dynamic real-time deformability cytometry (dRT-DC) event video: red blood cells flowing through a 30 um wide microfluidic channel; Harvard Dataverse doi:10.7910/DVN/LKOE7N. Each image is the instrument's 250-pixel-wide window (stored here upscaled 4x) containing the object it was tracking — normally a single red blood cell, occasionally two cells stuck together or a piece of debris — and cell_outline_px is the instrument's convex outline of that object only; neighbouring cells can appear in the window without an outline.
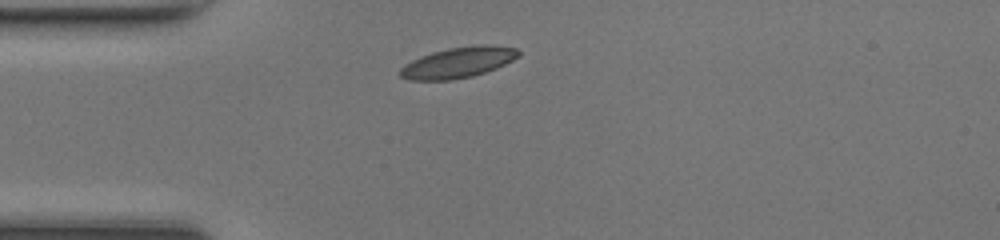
{"species": "common noctule bat (a hibernating species)", "species_latin": "Nyctalus noctula", "temperature_condition": "room temperature", "stored_images_in_passage": 36, "camera_frame_rate_fps": 3000, "um_per_image_px": 0.085, "animal": {"sex": "female", "body_mass_g": 17.0, "forearm_length_mm": 48.0}, "frame": {"image": 1, "passage_image": 1, "time_ms": 0.0, "image_size_px": [1000, 240], "cell_outline_px": [[520, 56], [496, 68], [472, 76], [452, 80], [408, 80], [400, 76], [400, 68], [404, 64], [420, 56], [432, 52], [448, 48], [472, 44], [492, 44], [516, 48], [520, 52]], "centroid_in_image_um": [38.94, 5.29], "position_along_channel_um": 46.1, "area_um2": 21.39}}
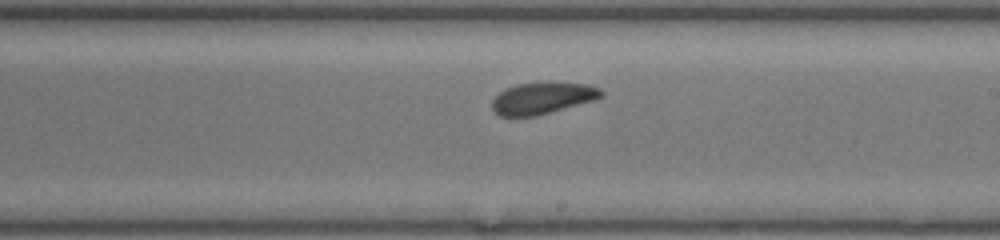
{"frame": {"image": 2, "passage_image": 16, "time_ms": 5.0, "image_size_px": [1000, 240], "cell_outline_px": [[604, 96], [592, 100], [548, 112], [532, 116], [500, 116], [492, 108], [492, 100], [500, 92], [516, 84], [548, 80], [584, 84], [600, 88], [604, 92]], "centroid_in_image_um": [46.11, 8.29], "position_along_channel_um": 242.9, "area_um2": 20.11}}
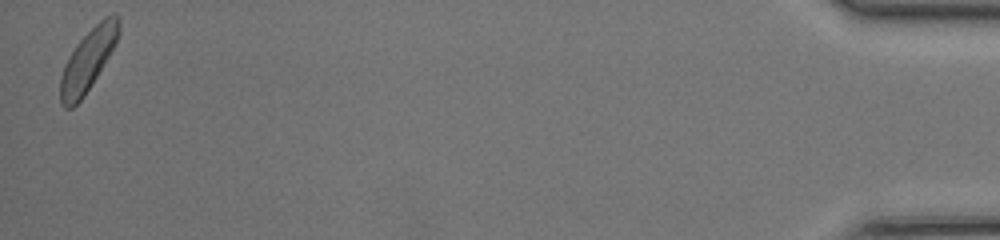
{"frame": {"image": 3, "passage_image": 36, "time_ms": 11.667, "image_size_px": [1000, 240], "cell_outline_px": [[120, 32], [108, 56], [84, 96], [72, 108], [64, 108], [60, 104], [60, 76], [64, 64], [68, 56], [76, 44], [104, 16], [116, 12], [120, 16]], "centroid_in_image_um": [7.46, 5.08], "position_along_channel_um": 427.7, "area_um2": 20.81}, "authors_computed_cell_mechanics": {"area_um2": 20.7213, "velocity_mm_per_s": 4.2739, "shape_relaxation_time_tau1_ms": 1.9881, "shape_relaxation_time_tau2_ms": 3.8165, "deformation_change_tau1": 0.0783, "deformation_change_tau2": 0.107}}